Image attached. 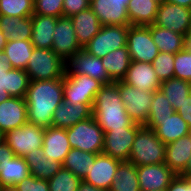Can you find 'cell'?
Masks as SVG:
<instances>
[{"label": "cell", "mask_w": 191, "mask_h": 191, "mask_svg": "<svg viewBox=\"0 0 191 191\" xmlns=\"http://www.w3.org/2000/svg\"><path fill=\"white\" fill-rule=\"evenodd\" d=\"M31 43L35 48L51 49L53 32L58 18L33 14Z\"/></svg>", "instance_id": "cell-26"}, {"label": "cell", "mask_w": 191, "mask_h": 191, "mask_svg": "<svg viewBox=\"0 0 191 191\" xmlns=\"http://www.w3.org/2000/svg\"><path fill=\"white\" fill-rule=\"evenodd\" d=\"M0 191H15L13 188H3Z\"/></svg>", "instance_id": "cell-53"}, {"label": "cell", "mask_w": 191, "mask_h": 191, "mask_svg": "<svg viewBox=\"0 0 191 191\" xmlns=\"http://www.w3.org/2000/svg\"><path fill=\"white\" fill-rule=\"evenodd\" d=\"M130 0H90V7L102 25L130 26L127 7Z\"/></svg>", "instance_id": "cell-17"}, {"label": "cell", "mask_w": 191, "mask_h": 191, "mask_svg": "<svg viewBox=\"0 0 191 191\" xmlns=\"http://www.w3.org/2000/svg\"><path fill=\"white\" fill-rule=\"evenodd\" d=\"M142 125L136 124L133 128H118L104 132L102 153L122 161H129L130 151L138 129Z\"/></svg>", "instance_id": "cell-14"}, {"label": "cell", "mask_w": 191, "mask_h": 191, "mask_svg": "<svg viewBox=\"0 0 191 191\" xmlns=\"http://www.w3.org/2000/svg\"><path fill=\"white\" fill-rule=\"evenodd\" d=\"M24 158L31 175L37 179L49 180L62 168V163L48 158L43 148L29 152Z\"/></svg>", "instance_id": "cell-27"}, {"label": "cell", "mask_w": 191, "mask_h": 191, "mask_svg": "<svg viewBox=\"0 0 191 191\" xmlns=\"http://www.w3.org/2000/svg\"><path fill=\"white\" fill-rule=\"evenodd\" d=\"M44 131L45 128L27 122L21 127L7 131L3 134V140L15 156L24 157L29 152L42 148Z\"/></svg>", "instance_id": "cell-7"}, {"label": "cell", "mask_w": 191, "mask_h": 191, "mask_svg": "<svg viewBox=\"0 0 191 191\" xmlns=\"http://www.w3.org/2000/svg\"><path fill=\"white\" fill-rule=\"evenodd\" d=\"M182 119L188 124L191 129V103H187L185 106H181L177 111Z\"/></svg>", "instance_id": "cell-47"}, {"label": "cell", "mask_w": 191, "mask_h": 191, "mask_svg": "<svg viewBox=\"0 0 191 191\" xmlns=\"http://www.w3.org/2000/svg\"><path fill=\"white\" fill-rule=\"evenodd\" d=\"M186 38H187V42H191V25H190V29Z\"/></svg>", "instance_id": "cell-52"}, {"label": "cell", "mask_w": 191, "mask_h": 191, "mask_svg": "<svg viewBox=\"0 0 191 191\" xmlns=\"http://www.w3.org/2000/svg\"><path fill=\"white\" fill-rule=\"evenodd\" d=\"M122 82L143 91L160 90L161 82L156 75L152 63L131 61Z\"/></svg>", "instance_id": "cell-19"}, {"label": "cell", "mask_w": 191, "mask_h": 191, "mask_svg": "<svg viewBox=\"0 0 191 191\" xmlns=\"http://www.w3.org/2000/svg\"><path fill=\"white\" fill-rule=\"evenodd\" d=\"M6 44L7 39L3 36L2 31L0 30V52L4 51Z\"/></svg>", "instance_id": "cell-51"}, {"label": "cell", "mask_w": 191, "mask_h": 191, "mask_svg": "<svg viewBox=\"0 0 191 191\" xmlns=\"http://www.w3.org/2000/svg\"><path fill=\"white\" fill-rule=\"evenodd\" d=\"M12 149L7 145V143L2 139L0 141V162L6 160H11L14 157Z\"/></svg>", "instance_id": "cell-46"}, {"label": "cell", "mask_w": 191, "mask_h": 191, "mask_svg": "<svg viewBox=\"0 0 191 191\" xmlns=\"http://www.w3.org/2000/svg\"><path fill=\"white\" fill-rule=\"evenodd\" d=\"M34 14V0H0V15L30 17Z\"/></svg>", "instance_id": "cell-39"}, {"label": "cell", "mask_w": 191, "mask_h": 191, "mask_svg": "<svg viewBox=\"0 0 191 191\" xmlns=\"http://www.w3.org/2000/svg\"><path fill=\"white\" fill-rule=\"evenodd\" d=\"M155 1H157L160 4L166 2L167 0H155Z\"/></svg>", "instance_id": "cell-54"}, {"label": "cell", "mask_w": 191, "mask_h": 191, "mask_svg": "<svg viewBox=\"0 0 191 191\" xmlns=\"http://www.w3.org/2000/svg\"><path fill=\"white\" fill-rule=\"evenodd\" d=\"M34 14L63 17V0H34Z\"/></svg>", "instance_id": "cell-42"}, {"label": "cell", "mask_w": 191, "mask_h": 191, "mask_svg": "<svg viewBox=\"0 0 191 191\" xmlns=\"http://www.w3.org/2000/svg\"><path fill=\"white\" fill-rule=\"evenodd\" d=\"M166 191H191V178L176 175Z\"/></svg>", "instance_id": "cell-45"}, {"label": "cell", "mask_w": 191, "mask_h": 191, "mask_svg": "<svg viewBox=\"0 0 191 191\" xmlns=\"http://www.w3.org/2000/svg\"><path fill=\"white\" fill-rule=\"evenodd\" d=\"M190 137H191V129H190V133H189ZM183 177H188L191 178V159L188 161L187 167L185 172L182 174Z\"/></svg>", "instance_id": "cell-50"}, {"label": "cell", "mask_w": 191, "mask_h": 191, "mask_svg": "<svg viewBox=\"0 0 191 191\" xmlns=\"http://www.w3.org/2000/svg\"><path fill=\"white\" fill-rule=\"evenodd\" d=\"M187 47L191 50V42H187Z\"/></svg>", "instance_id": "cell-55"}, {"label": "cell", "mask_w": 191, "mask_h": 191, "mask_svg": "<svg viewBox=\"0 0 191 191\" xmlns=\"http://www.w3.org/2000/svg\"><path fill=\"white\" fill-rule=\"evenodd\" d=\"M15 191H50L49 182L29 175L13 187Z\"/></svg>", "instance_id": "cell-43"}, {"label": "cell", "mask_w": 191, "mask_h": 191, "mask_svg": "<svg viewBox=\"0 0 191 191\" xmlns=\"http://www.w3.org/2000/svg\"><path fill=\"white\" fill-rule=\"evenodd\" d=\"M174 77L191 82V50H184L174 54Z\"/></svg>", "instance_id": "cell-41"}, {"label": "cell", "mask_w": 191, "mask_h": 191, "mask_svg": "<svg viewBox=\"0 0 191 191\" xmlns=\"http://www.w3.org/2000/svg\"><path fill=\"white\" fill-rule=\"evenodd\" d=\"M3 139V134L0 132V141Z\"/></svg>", "instance_id": "cell-56"}, {"label": "cell", "mask_w": 191, "mask_h": 191, "mask_svg": "<svg viewBox=\"0 0 191 191\" xmlns=\"http://www.w3.org/2000/svg\"><path fill=\"white\" fill-rule=\"evenodd\" d=\"M97 154L100 153H90L77 148H71L62 163V168L70 170L74 175L83 180L93 166Z\"/></svg>", "instance_id": "cell-34"}, {"label": "cell", "mask_w": 191, "mask_h": 191, "mask_svg": "<svg viewBox=\"0 0 191 191\" xmlns=\"http://www.w3.org/2000/svg\"><path fill=\"white\" fill-rule=\"evenodd\" d=\"M48 182L50 191H77L82 179L61 168Z\"/></svg>", "instance_id": "cell-38"}, {"label": "cell", "mask_w": 191, "mask_h": 191, "mask_svg": "<svg viewBox=\"0 0 191 191\" xmlns=\"http://www.w3.org/2000/svg\"><path fill=\"white\" fill-rule=\"evenodd\" d=\"M108 191H141L139 187L137 166L129 161L120 162Z\"/></svg>", "instance_id": "cell-35"}, {"label": "cell", "mask_w": 191, "mask_h": 191, "mask_svg": "<svg viewBox=\"0 0 191 191\" xmlns=\"http://www.w3.org/2000/svg\"><path fill=\"white\" fill-rule=\"evenodd\" d=\"M92 111L93 117L104 132L133 128L136 125L128 116L118 86L114 82L103 85L96 93Z\"/></svg>", "instance_id": "cell-2"}, {"label": "cell", "mask_w": 191, "mask_h": 191, "mask_svg": "<svg viewBox=\"0 0 191 191\" xmlns=\"http://www.w3.org/2000/svg\"><path fill=\"white\" fill-rule=\"evenodd\" d=\"M167 2L185 7V8H191V0H167Z\"/></svg>", "instance_id": "cell-49"}, {"label": "cell", "mask_w": 191, "mask_h": 191, "mask_svg": "<svg viewBox=\"0 0 191 191\" xmlns=\"http://www.w3.org/2000/svg\"><path fill=\"white\" fill-rule=\"evenodd\" d=\"M51 49L65 62L83 48L78 43L70 17H59L53 32Z\"/></svg>", "instance_id": "cell-15"}, {"label": "cell", "mask_w": 191, "mask_h": 191, "mask_svg": "<svg viewBox=\"0 0 191 191\" xmlns=\"http://www.w3.org/2000/svg\"><path fill=\"white\" fill-rule=\"evenodd\" d=\"M70 18L73 22L76 38L82 48L92 40L102 26L91 7Z\"/></svg>", "instance_id": "cell-25"}, {"label": "cell", "mask_w": 191, "mask_h": 191, "mask_svg": "<svg viewBox=\"0 0 191 191\" xmlns=\"http://www.w3.org/2000/svg\"><path fill=\"white\" fill-rule=\"evenodd\" d=\"M93 104L78 102L75 105L63 102L53 112L51 126L59 128H70L74 124L93 116Z\"/></svg>", "instance_id": "cell-21"}, {"label": "cell", "mask_w": 191, "mask_h": 191, "mask_svg": "<svg viewBox=\"0 0 191 191\" xmlns=\"http://www.w3.org/2000/svg\"><path fill=\"white\" fill-rule=\"evenodd\" d=\"M153 25L170 29L187 37L191 25V8L167 1L160 3Z\"/></svg>", "instance_id": "cell-13"}, {"label": "cell", "mask_w": 191, "mask_h": 191, "mask_svg": "<svg viewBox=\"0 0 191 191\" xmlns=\"http://www.w3.org/2000/svg\"><path fill=\"white\" fill-rule=\"evenodd\" d=\"M77 191H106V190L99 187H95L82 180Z\"/></svg>", "instance_id": "cell-48"}, {"label": "cell", "mask_w": 191, "mask_h": 191, "mask_svg": "<svg viewBox=\"0 0 191 191\" xmlns=\"http://www.w3.org/2000/svg\"><path fill=\"white\" fill-rule=\"evenodd\" d=\"M31 175L24 157L14 156L11 160L0 162V189L13 188Z\"/></svg>", "instance_id": "cell-29"}, {"label": "cell", "mask_w": 191, "mask_h": 191, "mask_svg": "<svg viewBox=\"0 0 191 191\" xmlns=\"http://www.w3.org/2000/svg\"><path fill=\"white\" fill-rule=\"evenodd\" d=\"M30 84L29 75L11 67L5 51L0 52V103L9 97L24 98Z\"/></svg>", "instance_id": "cell-8"}, {"label": "cell", "mask_w": 191, "mask_h": 191, "mask_svg": "<svg viewBox=\"0 0 191 191\" xmlns=\"http://www.w3.org/2000/svg\"><path fill=\"white\" fill-rule=\"evenodd\" d=\"M103 84L87 75H64L63 99L65 102L75 105L78 102L93 104L96 93Z\"/></svg>", "instance_id": "cell-10"}, {"label": "cell", "mask_w": 191, "mask_h": 191, "mask_svg": "<svg viewBox=\"0 0 191 191\" xmlns=\"http://www.w3.org/2000/svg\"><path fill=\"white\" fill-rule=\"evenodd\" d=\"M102 64L107 70L112 82L122 81L131 63L127 46L109 52L101 58Z\"/></svg>", "instance_id": "cell-32"}, {"label": "cell", "mask_w": 191, "mask_h": 191, "mask_svg": "<svg viewBox=\"0 0 191 191\" xmlns=\"http://www.w3.org/2000/svg\"><path fill=\"white\" fill-rule=\"evenodd\" d=\"M120 162V160L109 155L103 153L97 154L93 166L83 181L108 191L115 178Z\"/></svg>", "instance_id": "cell-18"}, {"label": "cell", "mask_w": 191, "mask_h": 191, "mask_svg": "<svg viewBox=\"0 0 191 191\" xmlns=\"http://www.w3.org/2000/svg\"><path fill=\"white\" fill-rule=\"evenodd\" d=\"M152 65L160 82L174 77V54L159 52Z\"/></svg>", "instance_id": "cell-40"}, {"label": "cell", "mask_w": 191, "mask_h": 191, "mask_svg": "<svg viewBox=\"0 0 191 191\" xmlns=\"http://www.w3.org/2000/svg\"><path fill=\"white\" fill-rule=\"evenodd\" d=\"M42 148L48 158L63 163L71 149L66 129L54 126L45 128Z\"/></svg>", "instance_id": "cell-23"}, {"label": "cell", "mask_w": 191, "mask_h": 191, "mask_svg": "<svg viewBox=\"0 0 191 191\" xmlns=\"http://www.w3.org/2000/svg\"><path fill=\"white\" fill-rule=\"evenodd\" d=\"M149 128L155 130L157 137L164 144H169L190 133L188 124L176 111L170 117L161 119V122H154Z\"/></svg>", "instance_id": "cell-24"}, {"label": "cell", "mask_w": 191, "mask_h": 191, "mask_svg": "<svg viewBox=\"0 0 191 191\" xmlns=\"http://www.w3.org/2000/svg\"><path fill=\"white\" fill-rule=\"evenodd\" d=\"M160 90L171 102L174 110L191 103V82L173 77L161 82Z\"/></svg>", "instance_id": "cell-31"}, {"label": "cell", "mask_w": 191, "mask_h": 191, "mask_svg": "<svg viewBox=\"0 0 191 191\" xmlns=\"http://www.w3.org/2000/svg\"><path fill=\"white\" fill-rule=\"evenodd\" d=\"M114 83L118 86L120 98L130 119L136 124L145 125L150 114L154 92L139 90L122 81Z\"/></svg>", "instance_id": "cell-6"}, {"label": "cell", "mask_w": 191, "mask_h": 191, "mask_svg": "<svg viewBox=\"0 0 191 191\" xmlns=\"http://www.w3.org/2000/svg\"><path fill=\"white\" fill-rule=\"evenodd\" d=\"M126 46L131 61L152 63L159 53L148 26H128Z\"/></svg>", "instance_id": "cell-11"}, {"label": "cell", "mask_w": 191, "mask_h": 191, "mask_svg": "<svg viewBox=\"0 0 191 191\" xmlns=\"http://www.w3.org/2000/svg\"><path fill=\"white\" fill-rule=\"evenodd\" d=\"M71 148L90 153H102L104 131L92 116L66 129Z\"/></svg>", "instance_id": "cell-5"}, {"label": "cell", "mask_w": 191, "mask_h": 191, "mask_svg": "<svg viewBox=\"0 0 191 191\" xmlns=\"http://www.w3.org/2000/svg\"><path fill=\"white\" fill-rule=\"evenodd\" d=\"M166 144L156 135L155 130L142 125L130 151L129 162L135 166L164 163Z\"/></svg>", "instance_id": "cell-3"}, {"label": "cell", "mask_w": 191, "mask_h": 191, "mask_svg": "<svg viewBox=\"0 0 191 191\" xmlns=\"http://www.w3.org/2000/svg\"><path fill=\"white\" fill-rule=\"evenodd\" d=\"M174 112L171 102L167 100L163 92L161 90L154 91L150 114L144 126L149 128L154 122H161V119L170 117Z\"/></svg>", "instance_id": "cell-37"}, {"label": "cell", "mask_w": 191, "mask_h": 191, "mask_svg": "<svg viewBox=\"0 0 191 191\" xmlns=\"http://www.w3.org/2000/svg\"><path fill=\"white\" fill-rule=\"evenodd\" d=\"M128 26L102 25L100 31L83 49L98 58L105 57L109 52L126 46Z\"/></svg>", "instance_id": "cell-9"}, {"label": "cell", "mask_w": 191, "mask_h": 191, "mask_svg": "<svg viewBox=\"0 0 191 191\" xmlns=\"http://www.w3.org/2000/svg\"><path fill=\"white\" fill-rule=\"evenodd\" d=\"M28 122L51 126L53 112L63 102V78L30 81L25 94Z\"/></svg>", "instance_id": "cell-1"}, {"label": "cell", "mask_w": 191, "mask_h": 191, "mask_svg": "<svg viewBox=\"0 0 191 191\" xmlns=\"http://www.w3.org/2000/svg\"><path fill=\"white\" fill-rule=\"evenodd\" d=\"M33 49L34 46L30 40H13L7 41L4 51L12 68L25 70Z\"/></svg>", "instance_id": "cell-36"}, {"label": "cell", "mask_w": 191, "mask_h": 191, "mask_svg": "<svg viewBox=\"0 0 191 191\" xmlns=\"http://www.w3.org/2000/svg\"><path fill=\"white\" fill-rule=\"evenodd\" d=\"M141 191L166 190L176 174L164 163L137 166Z\"/></svg>", "instance_id": "cell-16"}, {"label": "cell", "mask_w": 191, "mask_h": 191, "mask_svg": "<svg viewBox=\"0 0 191 191\" xmlns=\"http://www.w3.org/2000/svg\"><path fill=\"white\" fill-rule=\"evenodd\" d=\"M191 159V137L186 135L166 144L164 162L176 174L182 175Z\"/></svg>", "instance_id": "cell-22"}, {"label": "cell", "mask_w": 191, "mask_h": 191, "mask_svg": "<svg viewBox=\"0 0 191 191\" xmlns=\"http://www.w3.org/2000/svg\"><path fill=\"white\" fill-rule=\"evenodd\" d=\"M159 3L155 0H130L127 11L130 25H152Z\"/></svg>", "instance_id": "cell-33"}, {"label": "cell", "mask_w": 191, "mask_h": 191, "mask_svg": "<svg viewBox=\"0 0 191 191\" xmlns=\"http://www.w3.org/2000/svg\"><path fill=\"white\" fill-rule=\"evenodd\" d=\"M66 75H87L103 85L113 83L101 58L88 54L84 49L75 52L66 61Z\"/></svg>", "instance_id": "cell-12"}, {"label": "cell", "mask_w": 191, "mask_h": 191, "mask_svg": "<svg viewBox=\"0 0 191 191\" xmlns=\"http://www.w3.org/2000/svg\"><path fill=\"white\" fill-rule=\"evenodd\" d=\"M0 30L7 41L31 40L32 17H10L0 15Z\"/></svg>", "instance_id": "cell-30"}, {"label": "cell", "mask_w": 191, "mask_h": 191, "mask_svg": "<svg viewBox=\"0 0 191 191\" xmlns=\"http://www.w3.org/2000/svg\"><path fill=\"white\" fill-rule=\"evenodd\" d=\"M28 122L27 104L24 98L9 97L0 103V132L23 126Z\"/></svg>", "instance_id": "cell-20"}, {"label": "cell", "mask_w": 191, "mask_h": 191, "mask_svg": "<svg viewBox=\"0 0 191 191\" xmlns=\"http://www.w3.org/2000/svg\"><path fill=\"white\" fill-rule=\"evenodd\" d=\"M90 7V0H63V16L72 17Z\"/></svg>", "instance_id": "cell-44"}, {"label": "cell", "mask_w": 191, "mask_h": 191, "mask_svg": "<svg viewBox=\"0 0 191 191\" xmlns=\"http://www.w3.org/2000/svg\"><path fill=\"white\" fill-rule=\"evenodd\" d=\"M25 72L30 81L62 79L66 73V62L52 49H33Z\"/></svg>", "instance_id": "cell-4"}, {"label": "cell", "mask_w": 191, "mask_h": 191, "mask_svg": "<svg viewBox=\"0 0 191 191\" xmlns=\"http://www.w3.org/2000/svg\"><path fill=\"white\" fill-rule=\"evenodd\" d=\"M149 29L159 52L176 54L187 47V38L180 33L153 24Z\"/></svg>", "instance_id": "cell-28"}]
</instances>
